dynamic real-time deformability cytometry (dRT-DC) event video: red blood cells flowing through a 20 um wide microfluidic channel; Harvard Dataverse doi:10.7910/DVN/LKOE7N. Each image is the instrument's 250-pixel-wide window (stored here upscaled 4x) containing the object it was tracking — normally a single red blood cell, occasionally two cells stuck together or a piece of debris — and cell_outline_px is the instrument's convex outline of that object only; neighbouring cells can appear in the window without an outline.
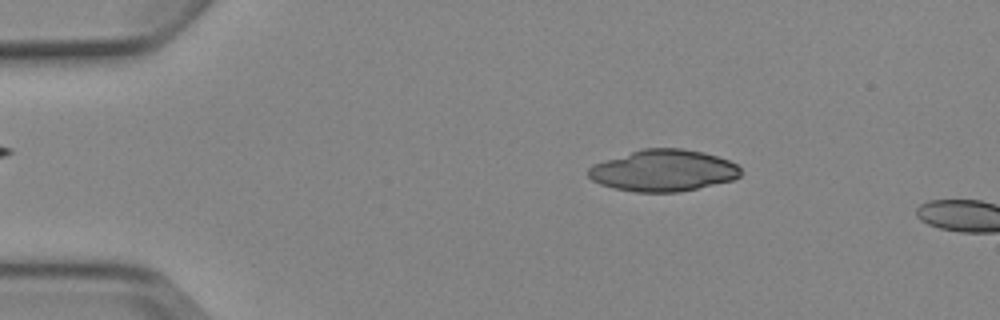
{"species": "Egyptian fruit bat (a non-hibernating species)", "species_latin": "Rousettus aegyptiacus", "temperature_condition": "cold", "stored_images_in_passage": 3, "camera_frame_rate_fps": 3000, "um_per_image_px": 0.085, "animal": {"sex": "female"}, "frame": {"image": 1, "passage_image": 2, "time_ms": 1.333, "image_size_px": [1000, 320], "cell_outline_px": [[740, 176], [732, 180], [680, 192], [636, 192], [612, 188], [600, 184], [592, 180], [588, 176], [588, 168], [592, 164], [604, 160], [644, 148], [684, 148], [704, 152], [728, 160], [736, 164], [740, 168]], "centroid_in_image_um": [56.36, 14.5], "position_along_channel_um": 28.6, "area_um2": 36.93}}